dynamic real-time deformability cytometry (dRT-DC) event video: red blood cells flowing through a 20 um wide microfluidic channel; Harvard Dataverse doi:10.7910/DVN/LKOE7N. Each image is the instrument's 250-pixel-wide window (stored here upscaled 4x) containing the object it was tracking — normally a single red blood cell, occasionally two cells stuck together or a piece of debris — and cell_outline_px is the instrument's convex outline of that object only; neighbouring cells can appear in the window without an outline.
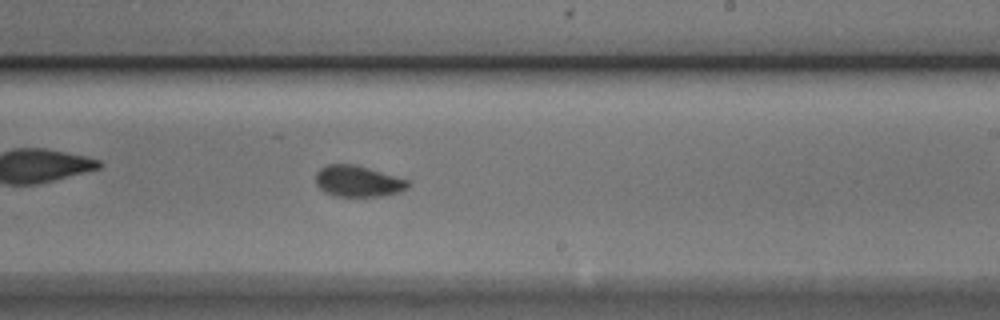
{"species": "Egyptian fruit bat (a non-hibernating species)", "species_latin": "Rousettus aegyptiacus", "temperature_condition": "cold", "stored_images_in_passage": 55, "camera_frame_rate_fps": 3000, "um_per_image_px": 0.085, "animal": {"sex": "male"}, "frame": {"image": 1, "passage_image": 32, "time_ms": 10.333, "image_size_px": [1000, 320], "cell_outline_px": [[412, 184], [408, 188], [400, 192], [384, 196], [332, 196], [324, 192], [316, 184], [316, 172], [320, 168], [328, 164], [356, 164], [408, 180]], "centroid_in_image_um": [30.43, 15.41], "position_along_channel_um": 258.6, "area_um2": 16.94}}
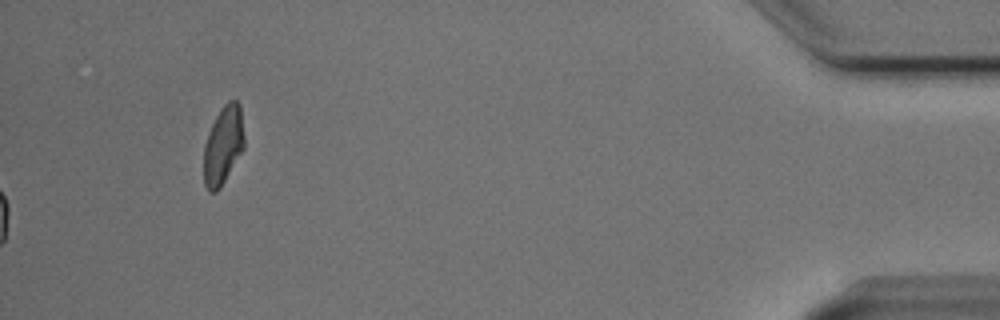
{"frame": {"image": 2, "passage_image": 55, "time_ms": 18.0, "image_size_px": [1000, 320], "cell_outline_px": [[244, 148], [220, 188], [216, 192], [208, 192], [204, 184], [204, 144], [208, 132], [220, 108], [228, 100], [236, 100], [240, 104], [244, 136]], "centroid_in_image_um": [18.96, 12.34], "position_along_channel_um": 416.2, "area_um2": 18.55}, "authors_computed_cell_mechanics": {"area_um2": 16.8198, "velocity_mm_per_s": 3.7674, "shape_relaxation_time_tau1_ms": 3.3887, "shape_relaxation_time_tau2_ms": null, "deformation_change_tau1": 0.0908, "deformation_change_tau2": null}}